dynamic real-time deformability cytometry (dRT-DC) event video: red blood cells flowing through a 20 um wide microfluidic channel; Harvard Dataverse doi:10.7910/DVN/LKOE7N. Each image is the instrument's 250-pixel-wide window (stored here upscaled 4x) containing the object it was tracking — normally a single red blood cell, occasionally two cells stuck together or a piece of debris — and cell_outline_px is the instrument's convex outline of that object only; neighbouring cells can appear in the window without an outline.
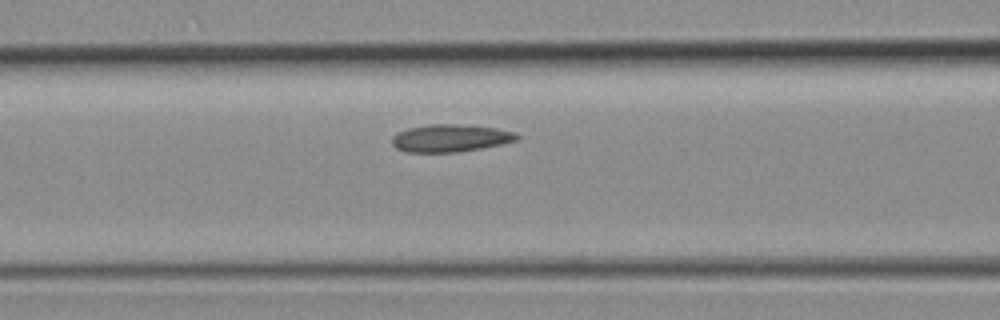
{"species": "common noctule bat (a hibernating species)", "species_latin": "Nyctalus noctula", "temperature_condition": "room temperature", "stored_images_in_passage": 5, "camera_frame_rate_fps": 3000, "um_per_image_px": 0.085, "animal": {"sex": "female", "body_mass_g": 19.3, "forearm_length_mm": 54.1}, "frame": {"image": 1, "passage_image": 5, "time_ms": 1.333, "image_size_px": [1000, 320], "cell_outline_px": [[520, 136], [516, 140], [500, 144], [480, 148], [456, 152], [408, 152], [396, 148], [392, 144], [392, 136], [396, 132], [408, 128], [428, 124], [456, 124], [496, 128], [516, 132]], "centroid_in_image_um": [38.25, 11.73], "position_along_channel_um": 128.4, "area_um2": 19.94}}